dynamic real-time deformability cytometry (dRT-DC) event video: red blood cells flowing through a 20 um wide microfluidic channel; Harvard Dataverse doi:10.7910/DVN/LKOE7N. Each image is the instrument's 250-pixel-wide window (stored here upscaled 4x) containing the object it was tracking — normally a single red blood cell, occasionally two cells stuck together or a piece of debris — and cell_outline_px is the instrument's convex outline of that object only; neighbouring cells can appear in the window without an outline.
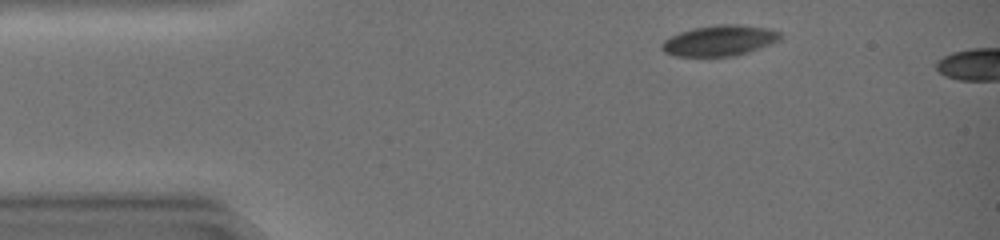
{"species": "common noctule bat (a hibernating species)", "species_latin": "Nyctalus noctula", "temperature_condition": "warm", "stored_images_in_passage": 4, "camera_frame_rate_fps": 3000, "um_per_image_px": 0.085, "animal": {"sex": "female", "body_mass_g": 19.0, "forearm_length_mm": 51.5}, "frame": {"image": 1, "passage_image": 1, "time_ms": 0.0, "image_size_px": [1000, 240], "cell_outline_px": [[784, 36], [780, 40], [772, 44], [736, 56], [672, 56], [664, 52], [660, 48], [660, 44], [664, 40], [680, 32], [692, 28], [720, 24], [740, 24], [768, 28], [780, 32]], "centroid_in_image_um": [61.18, 3.45], "position_along_channel_um": 23.8, "area_um2": 21.44}}